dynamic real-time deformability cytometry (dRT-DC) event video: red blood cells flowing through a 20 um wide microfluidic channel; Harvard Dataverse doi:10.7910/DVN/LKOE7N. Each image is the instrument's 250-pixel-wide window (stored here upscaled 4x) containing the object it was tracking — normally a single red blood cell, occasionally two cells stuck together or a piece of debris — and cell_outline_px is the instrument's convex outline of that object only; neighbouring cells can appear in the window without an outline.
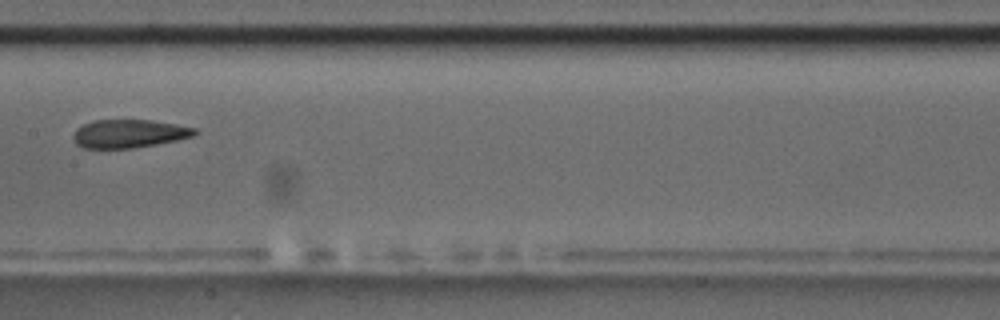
{"species": "common noctule bat (a hibernating species)", "species_latin": "Nyctalus noctula", "temperature_condition": "room temperature", "stored_images_in_passage": 10, "camera_frame_rate_fps": 3000, "um_per_image_px": 0.085, "animal": {"sex": "male", "body_mass_g": 17.5, "forearm_length_mm": 52.3}, "frame": {"image": 1, "passage_image": 4, "time_ms": 1.0, "image_size_px": [1000, 320], "cell_outline_px": [[200, 132], [196, 136], [156, 144], [132, 148], [84, 148], [76, 144], [72, 140], [72, 136], [76, 128], [92, 120], [152, 120], [196, 128]], "centroid_in_image_um": [10.97, 11.36], "position_along_channel_um": 196.4, "area_um2": 20.17}}
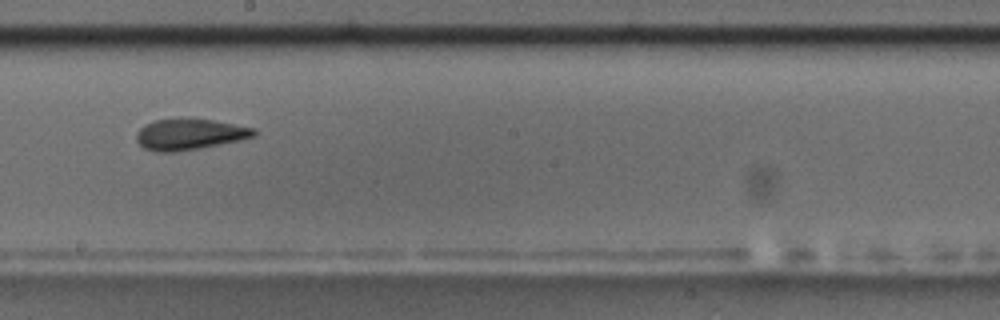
{"frame": {"image": 2, "passage_image": 5, "time_ms": 1.333, "image_size_px": [1000, 320], "cell_outline_px": [[256, 136], [240, 140], [200, 148], [176, 152], [156, 152], [144, 148], [136, 140], [136, 132], [144, 124], [152, 120], [212, 120], [256, 128]], "centroid_in_image_um": [16.1, 11.44], "position_along_channel_um": 232.1, "area_um2": 20.98}}
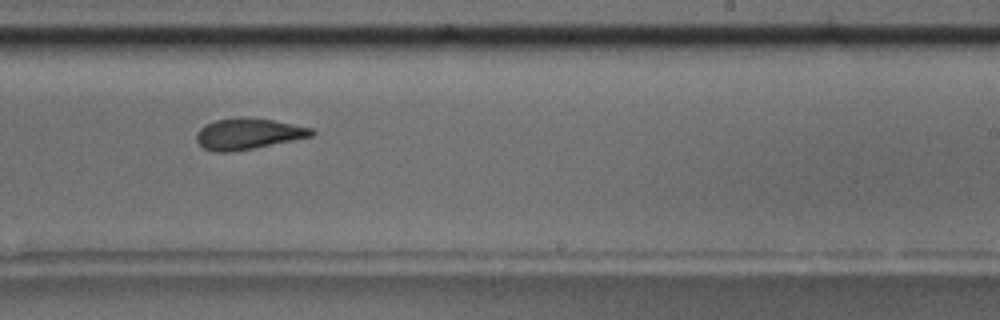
{"frame": {"image": 3, "passage_image": 6, "time_ms": 1.667, "image_size_px": [1000, 320], "cell_outline_px": [[316, 132], [312, 136], [232, 152], [216, 152], [204, 148], [196, 140], [196, 132], [200, 128], [216, 120], [240, 116], [248, 116], [272, 120], [312, 128]], "centroid_in_image_um": [21.07, 11.36], "position_along_channel_um": 267.9, "area_um2": 20.69}}